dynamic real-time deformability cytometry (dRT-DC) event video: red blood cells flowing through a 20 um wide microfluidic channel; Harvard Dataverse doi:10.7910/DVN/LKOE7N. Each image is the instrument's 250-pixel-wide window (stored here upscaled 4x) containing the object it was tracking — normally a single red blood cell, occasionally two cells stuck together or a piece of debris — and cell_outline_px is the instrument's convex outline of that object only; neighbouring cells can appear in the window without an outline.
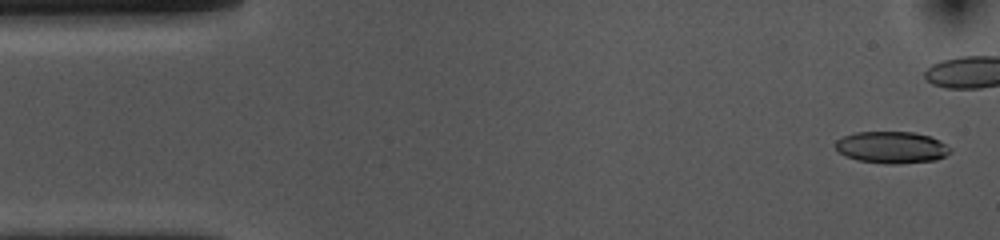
{"species": "common noctule bat (a hibernating species)", "species_latin": "Nyctalus noctula", "temperature_condition": "cold", "stored_images_in_passage": 41, "camera_frame_rate_fps": 3000, "um_per_image_px": 0.085, "animal": {"sex": "female", "body_mass_g": 10.0, "forearm_length_mm": 53.1}, "frame": {"image": 1, "passage_image": 2, "time_ms": 0.333, "image_size_px": [1000, 240], "cell_outline_px": [[952, 152], [936, 160], [896, 164], [884, 164], [856, 160], [840, 152], [836, 148], [836, 140], [844, 136], [856, 132], [912, 132], [928, 136], [940, 140], [952, 148]], "centroid_in_image_um": [75.82, 12.53], "position_along_channel_um": 9.2, "area_um2": 21.27}}
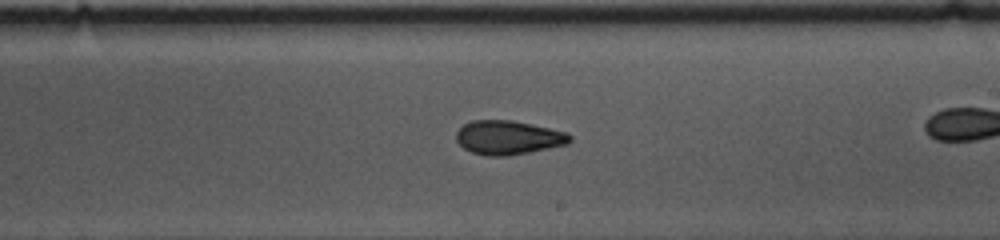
{"frame": {"image": 2, "passage_image": 30, "time_ms": 9.667, "image_size_px": [1000, 240], "cell_outline_px": [[572, 140], [568, 144], [508, 156], [488, 156], [472, 152], [464, 148], [456, 140], [456, 132], [464, 124], [472, 120], [512, 120], [568, 132], [572, 136]], "centroid_in_image_um": [43.21, 11.69], "position_along_channel_um": 245.8, "area_um2": 22.48}}
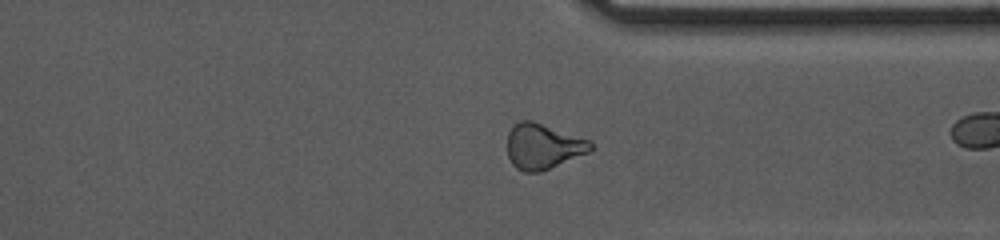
{"frame": {"image": 3, "passage_image": 40, "time_ms": 13.0, "image_size_px": [1000, 240], "cell_outline_px": [[596, 148], [588, 152], [540, 172], [524, 172], [516, 168], [512, 164], [508, 156], [508, 132], [512, 124], [520, 120], [532, 120], [592, 140]], "centroid_in_image_um": [46.17, 12.42], "position_along_channel_um": 365.2, "area_um2": 22.31}}